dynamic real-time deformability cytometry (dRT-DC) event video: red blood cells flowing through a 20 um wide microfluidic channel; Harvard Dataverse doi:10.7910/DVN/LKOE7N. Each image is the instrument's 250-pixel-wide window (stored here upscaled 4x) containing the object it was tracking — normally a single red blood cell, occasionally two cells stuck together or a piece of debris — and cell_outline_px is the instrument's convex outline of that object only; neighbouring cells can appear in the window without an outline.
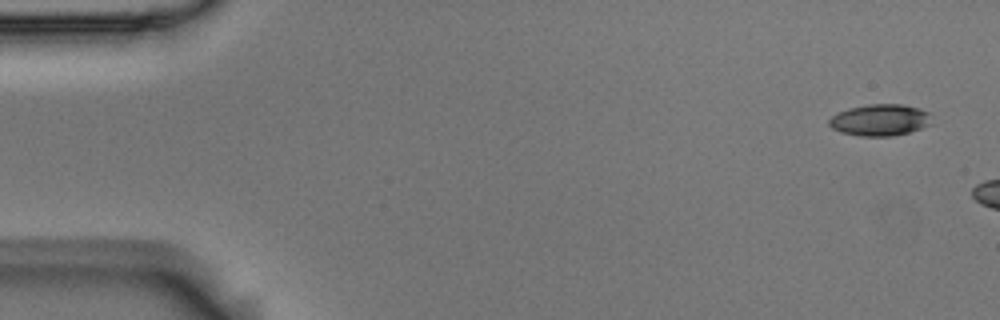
{"species": "Egyptian fruit bat (a non-hibernating species)", "species_latin": "Rousettus aegyptiacus", "temperature_condition": "room temperature", "stored_images_in_passage": 2, "camera_frame_rate_fps": 3000, "um_per_image_px": 0.085, "animal": {"sex": "male"}, "frame": {"image": 1, "passage_image": 1, "time_ms": 0.0, "image_size_px": [1000, 320], "cell_outline_px": [[928, 124], [920, 128], [908, 132], [892, 136], [860, 136], [840, 132], [832, 128], [828, 124], [828, 120], [832, 116], [848, 108], [868, 104], [904, 104], [920, 108], [928, 112]], "centroid_in_image_um": [74.74, 10.19], "position_along_channel_um": 10.3, "area_um2": 18.67}}